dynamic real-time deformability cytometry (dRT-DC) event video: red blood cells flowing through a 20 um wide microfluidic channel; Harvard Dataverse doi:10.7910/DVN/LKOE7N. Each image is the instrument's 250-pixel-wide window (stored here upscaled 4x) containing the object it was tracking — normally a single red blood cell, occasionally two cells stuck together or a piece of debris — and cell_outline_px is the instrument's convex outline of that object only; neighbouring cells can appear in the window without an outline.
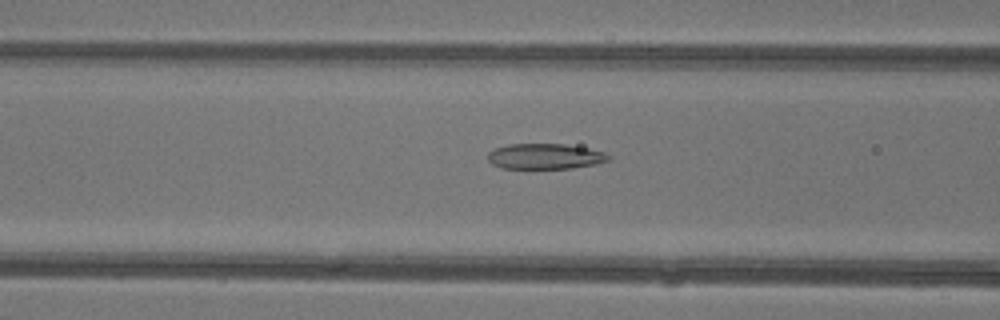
{"species": "common noctule bat (a hibernating species)", "species_latin": "Nyctalus noctula", "temperature_condition": "warm", "stored_images_in_passage": 31, "camera_frame_rate_fps": 3000, "um_per_image_px": 0.085, "animal": {"sex": "female"}, "frame": {"image": 1, "passage_image": 13, "time_ms": 4.0, "image_size_px": [1000, 320], "cell_outline_px": [[612, 156], [608, 160], [596, 164], [572, 168], [500, 168], [492, 164], [488, 160], [488, 152], [496, 148], [508, 144], [564, 144], [588, 148], [604, 152]], "centroid_in_image_um": [46.33, 13.29], "position_along_channel_um": 120.3, "area_um2": 17.92}}
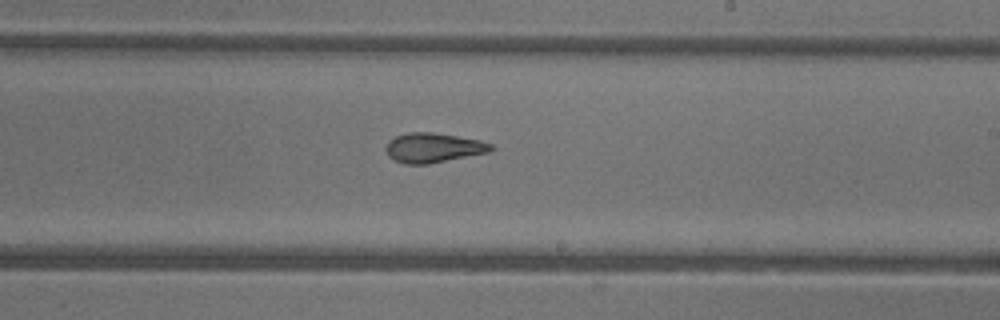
{"frame": {"image": 2, "passage_image": 22, "time_ms": 7.0, "image_size_px": [1000, 320], "cell_outline_px": [[496, 148], [488, 152], [428, 164], [404, 164], [388, 156], [384, 148], [388, 140], [396, 136], [408, 132], [432, 132], [480, 140], [492, 144]], "centroid_in_image_um": [36.8, 12.55], "position_along_channel_um": 252.2, "area_um2": 18.15}}
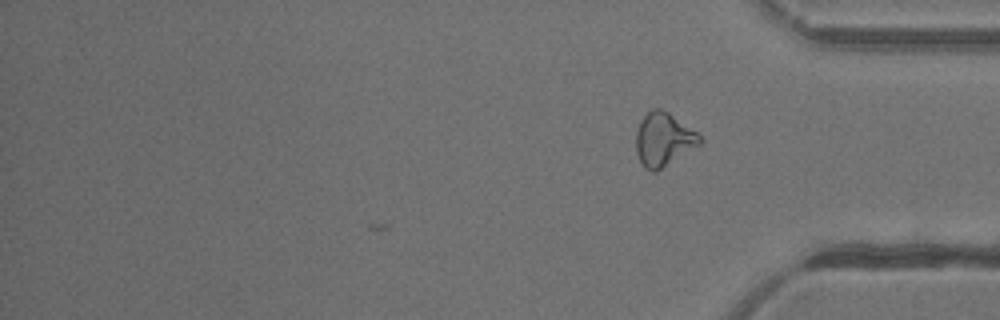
{"frame": {"image": 3, "passage_image": 31, "time_ms": 10.0, "image_size_px": [1000, 320], "cell_outline_px": [[704, 140], [700, 144], [656, 172], [652, 172], [644, 168], [636, 152], [636, 132], [640, 120], [652, 108], [660, 108], [668, 112], [696, 132]], "centroid_in_image_um": [56.37, 11.86], "position_along_channel_um": 378.8, "area_um2": 19.71}, "authors_computed_cell_mechanics": {"area_um2": 17.9758, "velocity_mm_per_s": 4.3925, "shape_relaxation_time_tau1_ms": null, "shape_relaxation_time_tau2_ms": 3.4286, "deformation_change_tau1": null, "deformation_change_tau2": 0.1351}}